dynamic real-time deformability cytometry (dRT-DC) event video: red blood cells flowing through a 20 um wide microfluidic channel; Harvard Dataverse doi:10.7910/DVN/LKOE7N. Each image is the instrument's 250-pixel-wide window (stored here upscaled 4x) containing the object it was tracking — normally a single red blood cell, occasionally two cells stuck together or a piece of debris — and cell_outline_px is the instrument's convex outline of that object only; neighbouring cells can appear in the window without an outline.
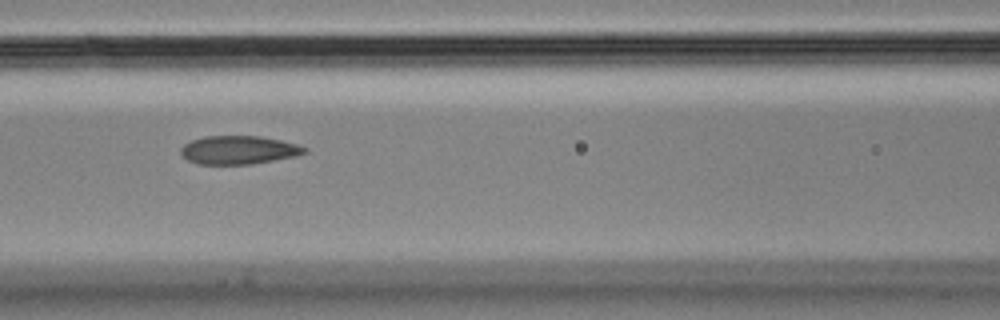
{"species": "Egyptian fruit bat (a non-hibernating species)", "species_latin": "Rousettus aegyptiacus", "temperature_condition": "cold", "stored_images_in_passage": 10, "camera_frame_rate_fps": 3000, "um_per_image_px": 0.085, "animal": {"sex": "male"}, "frame": {"image": 1, "passage_image": 6, "time_ms": 1.667, "image_size_px": [1000, 320], "cell_outline_px": [[308, 152], [296, 156], [252, 164], [196, 164], [188, 160], [180, 152], [180, 148], [184, 144], [192, 140], [204, 136], [260, 136], [280, 140], [296, 144], [308, 148]], "centroid_in_image_um": [20.29, 12.75], "position_along_channel_um": 146.3, "area_um2": 20.52}}
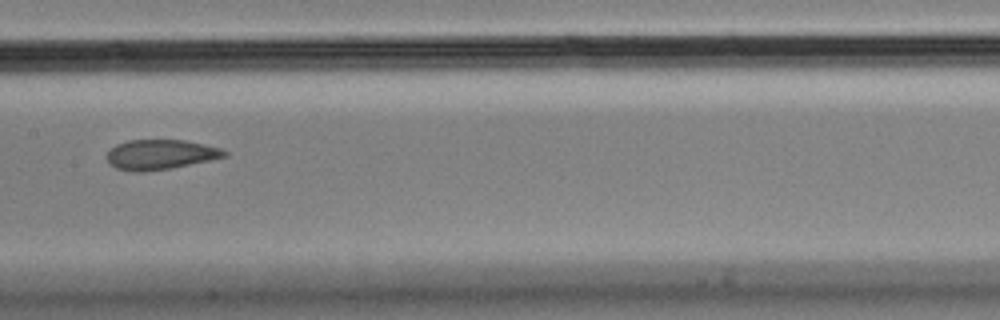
{"frame": {"image": 2, "passage_image": 7, "time_ms": 2.0, "image_size_px": [1000, 320], "cell_outline_px": [[228, 156], [212, 160], [172, 168], [144, 172], [132, 172], [116, 168], [108, 164], [104, 156], [116, 144], [128, 140], [184, 140], [204, 144], [220, 148], [228, 152]], "centroid_in_image_um": [13.61, 13.15], "position_along_channel_um": 193.8, "area_um2": 20.81}}
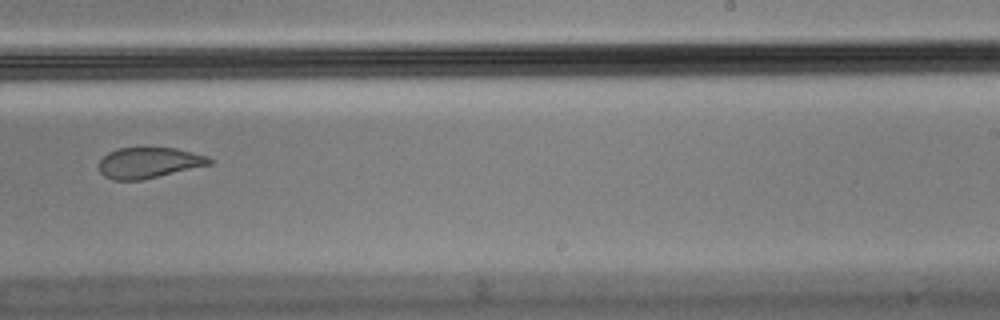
{"frame": {"image": 3, "passage_image": 9, "time_ms": 2.667, "image_size_px": [1000, 320], "cell_outline_px": [[212, 164], [140, 180], [112, 180], [104, 176], [100, 172], [100, 160], [108, 152], [120, 148], [176, 148], [208, 156], [212, 160]], "centroid_in_image_um": [12.65, 13.83], "position_along_channel_um": 276.3, "area_um2": 19.59}}